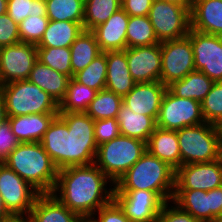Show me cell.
Wrapping results in <instances>:
<instances>
[{
  "mask_svg": "<svg viewBox=\"0 0 222 222\" xmlns=\"http://www.w3.org/2000/svg\"><path fill=\"white\" fill-rule=\"evenodd\" d=\"M203 123L205 120L199 101L180 98L167 88L156 120L157 127L177 131L187 126Z\"/></svg>",
  "mask_w": 222,
  "mask_h": 222,
  "instance_id": "9c48e42d",
  "label": "cell"
},
{
  "mask_svg": "<svg viewBox=\"0 0 222 222\" xmlns=\"http://www.w3.org/2000/svg\"><path fill=\"white\" fill-rule=\"evenodd\" d=\"M79 222H95L93 218H82Z\"/></svg>",
  "mask_w": 222,
  "mask_h": 222,
  "instance_id": "db71d44e",
  "label": "cell"
},
{
  "mask_svg": "<svg viewBox=\"0 0 222 222\" xmlns=\"http://www.w3.org/2000/svg\"><path fill=\"white\" fill-rule=\"evenodd\" d=\"M120 135L116 118L94 120V137L97 146L111 141Z\"/></svg>",
  "mask_w": 222,
  "mask_h": 222,
  "instance_id": "ab89813d",
  "label": "cell"
},
{
  "mask_svg": "<svg viewBox=\"0 0 222 222\" xmlns=\"http://www.w3.org/2000/svg\"><path fill=\"white\" fill-rule=\"evenodd\" d=\"M160 43L148 16H129L126 33V48Z\"/></svg>",
  "mask_w": 222,
  "mask_h": 222,
  "instance_id": "1f68e13d",
  "label": "cell"
},
{
  "mask_svg": "<svg viewBox=\"0 0 222 222\" xmlns=\"http://www.w3.org/2000/svg\"><path fill=\"white\" fill-rule=\"evenodd\" d=\"M27 219L29 222H79L82 218L51 193H44L35 199Z\"/></svg>",
  "mask_w": 222,
  "mask_h": 222,
  "instance_id": "44dd1931",
  "label": "cell"
},
{
  "mask_svg": "<svg viewBox=\"0 0 222 222\" xmlns=\"http://www.w3.org/2000/svg\"><path fill=\"white\" fill-rule=\"evenodd\" d=\"M191 29L222 36V0H192Z\"/></svg>",
  "mask_w": 222,
  "mask_h": 222,
  "instance_id": "d6986e66",
  "label": "cell"
},
{
  "mask_svg": "<svg viewBox=\"0 0 222 222\" xmlns=\"http://www.w3.org/2000/svg\"><path fill=\"white\" fill-rule=\"evenodd\" d=\"M58 170L95 162L94 120L85 112H59L40 141Z\"/></svg>",
  "mask_w": 222,
  "mask_h": 222,
  "instance_id": "6da1fadb",
  "label": "cell"
},
{
  "mask_svg": "<svg viewBox=\"0 0 222 222\" xmlns=\"http://www.w3.org/2000/svg\"><path fill=\"white\" fill-rule=\"evenodd\" d=\"M146 152V142L123 135L98 146L95 164L115 185Z\"/></svg>",
  "mask_w": 222,
  "mask_h": 222,
  "instance_id": "8992f818",
  "label": "cell"
},
{
  "mask_svg": "<svg viewBox=\"0 0 222 222\" xmlns=\"http://www.w3.org/2000/svg\"><path fill=\"white\" fill-rule=\"evenodd\" d=\"M116 120L120 135L140 139L146 143L157 127L156 120L153 117L137 114L124 104L121 105Z\"/></svg>",
  "mask_w": 222,
  "mask_h": 222,
  "instance_id": "d4e9b609",
  "label": "cell"
},
{
  "mask_svg": "<svg viewBox=\"0 0 222 222\" xmlns=\"http://www.w3.org/2000/svg\"><path fill=\"white\" fill-rule=\"evenodd\" d=\"M45 2L49 20L83 23L85 0H45Z\"/></svg>",
  "mask_w": 222,
  "mask_h": 222,
  "instance_id": "d6a6232c",
  "label": "cell"
},
{
  "mask_svg": "<svg viewBox=\"0 0 222 222\" xmlns=\"http://www.w3.org/2000/svg\"><path fill=\"white\" fill-rule=\"evenodd\" d=\"M4 164L27 181L40 194L52 193L58 168L40 142L20 143Z\"/></svg>",
  "mask_w": 222,
  "mask_h": 222,
  "instance_id": "277c9868",
  "label": "cell"
},
{
  "mask_svg": "<svg viewBox=\"0 0 222 222\" xmlns=\"http://www.w3.org/2000/svg\"><path fill=\"white\" fill-rule=\"evenodd\" d=\"M128 22L129 15L121 8L106 22L92 30L101 52L126 49Z\"/></svg>",
  "mask_w": 222,
  "mask_h": 222,
  "instance_id": "ac0fdd59",
  "label": "cell"
},
{
  "mask_svg": "<svg viewBox=\"0 0 222 222\" xmlns=\"http://www.w3.org/2000/svg\"><path fill=\"white\" fill-rule=\"evenodd\" d=\"M210 222H222V215L215 217L214 219H212Z\"/></svg>",
  "mask_w": 222,
  "mask_h": 222,
  "instance_id": "11a10c76",
  "label": "cell"
},
{
  "mask_svg": "<svg viewBox=\"0 0 222 222\" xmlns=\"http://www.w3.org/2000/svg\"><path fill=\"white\" fill-rule=\"evenodd\" d=\"M8 9V0H0V15L7 13Z\"/></svg>",
  "mask_w": 222,
  "mask_h": 222,
  "instance_id": "816d5d0a",
  "label": "cell"
},
{
  "mask_svg": "<svg viewBox=\"0 0 222 222\" xmlns=\"http://www.w3.org/2000/svg\"><path fill=\"white\" fill-rule=\"evenodd\" d=\"M98 91L71 78L64 98L59 103V112H86Z\"/></svg>",
  "mask_w": 222,
  "mask_h": 222,
  "instance_id": "f546056e",
  "label": "cell"
},
{
  "mask_svg": "<svg viewBox=\"0 0 222 222\" xmlns=\"http://www.w3.org/2000/svg\"><path fill=\"white\" fill-rule=\"evenodd\" d=\"M172 201L198 221L210 222V191L175 190Z\"/></svg>",
  "mask_w": 222,
  "mask_h": 222,
  "instance_id": "83f0119b",
  "label": "cell"
},
{
  "mask_svg": "<svg viewBox=\"0 0 222 222\" xmlns=\"http://www.w3.org/2000/svg\"><path fill=\"white\" fill-rule=\"evenodd\" d=\"M181 166L207 163L220 159L219 135L216 125L203 123L177 130Z\"/></svg>",
  "mask_w": 222,
  "mask_h": 222,
  "instance_id": "52a82bcc",
  "label": "cell"
},
{
  "mask_svg": "<svg viewBox=\"0 0 222 222\" xmlns=\"http://www.w3.org/2000/svg\"><path fill=\"white\" fill-rule=\"evenodd\" d=\"M146 150L175 170L181 166L177 131L156 127L146 143Z\"/></svg>",
  "mask_w": 222,
  "mask_h": 222,
  "instance_id": "603a6c76",
  "label": "cell"
},
{
  "mask_svg": "<svg viewBox=\"0 0 222 222\" xmlns=\"http://www.w3.org/2000/svg\"><path fill=\"white\" fill-rule=\"evenodd\" d=\"M129 72L136 83L161 79V44L126 48Z\"/></svg>",
  "mask_w": 222,
  "mask_h": 222,
  "instance_id": "2e32d148",
  "label": "cell"
},
{
  "mask_svg": "<svg viewBox=\"0 0 222 222\" xmlns=\"http://www.w3.org/2000/svg\"><path fill=\"white\" fill-rule=\"evenodd\" d=\"M156 222H198V220L171 200L163 204Z\"/></svg>",
  "mask_w": 222,
  "mask_h": 222,
  "instance_id": "60d3db41",
  "label": "cell"
},
{
  "mask_svg": "<svg viewBox=\"0 0 222 222\" xmlns=\"http://www.w3.org/2000/svg\"><path fill=\"white\" fill-rule=\"evenodd\" d=\"M106 73V52H102L86 68L74 74L73 78L89 88L100 91L105 89Z\"/></svg>",
  "mask_w": 222,
  "mask_h": 222,
  "instance_id": "e575fe53",
  "label": "cell"
},
{
  "mask_svg": "<svg viewBox=\"0 0 222 222\" xmlns=\"http://www.w3.org/2000/svg\"><path fill=\"white\" fill-rule=\"evenodd\" d=\"M83 31V23L49 20L46 30L36 46L37 48H70Z\"/></svg>",
  "mask_w": 222,
  "mask_h": 222,
  "instance_id": "484cf974",
  "label": "cell"
},
{
  "mask_svg": "<svg viewBox=\"0 0 222 222\" xmlns=\"http://www.w3.org/2000/svg\"><path fill=\"white\" fill-rule=\"evenodd\" d=\"M190 9L191 7L153 0L148 18L160 43L188 35L191 28Z\"/></svg>",
  "mask_w": 222,
  "mask_h": 222,
  "instance_id": "ba28073f",
  "label": "cell"
},
{
  "mask_svg": "<svg viewBox=\"0 0 222 222\" xmlns=\"http://www.w3.org/2000/svg\"><path fill=\"white\" fill-rule=\"evenodd\" d=\"M169 3H174L184 7H191L192 0H161Z\"/></svg>",
  "mask_w": 222,
  "mask_h": 222,
  "instance_id": "681fc988",
  "label": "cell"
},
{
  "mask_svg": "<svg viewBox=\"0 0 222 222\" xmlns=\"http://www.w3.org/2000/svg\"><path fill=\"white\" fill-rule=\"evenodd\" d=\"M176 170L147 150L114 185V190H147L156 192L165 202L175 192Z\"/></svg>",
  "mask_w": 222,
  "mask_h": 222,
  "instance_id": "3957f363",
  "label": "cell"
},
{
  "mask_svg": "<svg viewBox=\"0 0 222 222\" xmlns=\"http://www.w3.org/2000/svg\"><path fill=\"white\" fill-rule=\"evenodd\" d=\"M6 120H7V114H6L5 102H4V99L0 93V126Z\"/></svg>",
  "mask_w": 222,
  "mask_h": 222,
  "instance_id": "c3c4849f",
  "label": "cell"
},
{
  "mask_svg": "<svg viewBox=\"0 0 222 222\" xmlns=\"http://www.w3.org/2000/svg\"><path fill=\"white\" fill-rule=\"evenodd\" d=\"M190 38L195 69L212 81L222 78V36L205 34L190 28Z\"/></svg>",
  "mask_w": 222,
  "mask_h": 222,
  "instance_id": "7c38bea8",
  "label": "cell"
},
{
  "mask_svg": "<svg viewBox=\"0 0 222 222\" xmlns=\"http://www.w3.org/2000/svg\"><path fill=\"white\" fill-rule=\"evenodd\" d=\"M161 44V79L166 86L173 81L185 78L196 70L191 41L188 36L176 40L163 41Z\"/></svg>",
  "mask_w": 222,
  "mask_h": 222,
  "instance_id": "8fae6325",
  "label": "cell"
},
{
  "mask_svg": "<svg viewBox=\"0 0 222 222\" xmlns=\"http://www.w3.org/2000/svg\"><path fill=\"white\" fill-rule=\"evenodd\" d=\"M202 114L206 123H222V88L215 82L210 92L201 102Z\"/></svg>",
  "mask_w": 222,
  "mask_h": 222,
  "instance_id": "74e56055",
  "label": "cell"
},
{
  "mask_svg": "<svg viewBox=\"0 0 222 222\" xmlns=\"http://www.w3.org/2000/svg\"><path fill=\"white\" fill-rule=\"evenodd\" d=\"M222 88V78L216 82Z\"/></svg>",
  "mask_w": 222,
  "mask_h": 222,
  "instance_id": "9f6ffc18",
  "label": "cell"
},
{
  "mask_svg": "<svg viewBox=\"0 0 222 222\" xmlns=\"http://www.w3.org/2000/svg\"><path fill=\"white\" fill-rule=\"evenodd\" d=\"M47 16H29L18 24L21 42L37 45L47 27Z\"/></svg>",
  "mask_w": 222,
  "mask_h": 222,
  "instance_id": "f35d334b",
  "label": "cell"
},
{
  "mask_svg": "<svg viewBox=\"0 0 222 222\" xmlns=\"http://www.w3.org/2000/svg\"><path fill=\"white\" fill-rule=\"evenodd\" d=\"M7 14L19 24L29 16H47L45 0H8Z\"/></svg>",
  "mask_w": 222,
  "mask_h": 222,
  "instance_id": "8d00e7d4",
  "label": "cell"
},
{
  "mask_svg": "<svg viewBox=\"0 0 222 222\" xmlns=\"http://www.w3.org/2000/svg\"><path fill=\"white\" fill-rule=\"evenodd\" d=\"M214 83L201 71L194 70L185 78L173 81L167 88L180 98H189L201 103Z\"/></svg>",
  "mask_w": 222,
  "mask_h": 222,
  "instance_id": "4316f807",
  "label": "cell"
},
{
  "mask_svg": "<svg viewBox=\"0 0 222 222\" xmlns=\"http://www.w3.org/2000/svg\"><path fill=\"white\" fill-rule=\"evenodd\" d=\"M70 77L36 61L28 80L47 92L59 104L64 98Z\"/></svg>",
  "mask_w": 222,
  "mask_h": 222,
  "instance_id": "cb8c5ba5",
  "label": "cell"
},
{
  "mask_svg": "<svg viewBox=\"0 0 222 222\" xmlns=\"http://www.w3.org/2000/svg\"><path fill=\"white\" fill-rule=\"evenodd\" d=\"M166 90L167 86L160 81L136 83L134 88L123 97V104L137 114L151 116L157 120Z\"/></svg>",
  "mask_w": 222,
  "mask_h": 222,
  "instance_id": "e0dca14e",
  "label": "cell"
},
{
  "mask_svg": "<svg viewBox=\"0 0 222 222\" xmlns=\"http://www.w3.org/2000/svg\"><path fill=\"white\" fill-rule=\"evenodd\" d=\"M113 192V182L93 163L58 170L51 194L81 218H92L113 200Z\"/></svg>",
  "mask_w": 222,
  "mask_h": 222,
  "instance_id": "7a4b0ae2",
  "label": "cell"
},
{
  "mask_svg": "<svg viewBox=\"0 0 222 222\" xmlns=\"http://www.w3.org/2000/svg\"><path fill=\"white\" fill-rule=\"evenodd\" d=\"M122 104L123 97L103 89L98 91L85 113L93 120L116 118Z\"/></svg>",
  "mask_w": 222,
  "mask_h": 222,
  "instance_id": "836d02e7",
  "label": "cell"
},
{
  "mask_svg": "<svg viewBox=\"0 0 222 222\" xmlns=\"http://www.w3.org/2000/svg\"><path fill=\"white\" fill-rule=\"evenodd\" d=\"M219 135V155L222 159V123L216 125Z\"/></svg>",
  "mask_w": 222,
  "mask_h": 222,
  "instance_id": "f907efd6",
  "label": "cell"
},
{
  "mask_svg": "<svg viewBox=\"0 0 222 222\" xmlns=\"http://www.w3.org/2000/svg\"><path fill=\"white\" fill-rule=\"evenodd\" d=\"M21 42L19 27L6 13L0 15V48Z\"/></svg>",
  "mask_w": 222,
  "mask_h": 222,
  "instance_id": "b9f144b4",
  "label": "cell"
},
{
  "mask_svg": "<svg viewBox=\"0 0 222 222\" xmlns=\"http://www.w3.org/2000/svg\"><path fill=\"white\" fill-rule=\"evenodd\" d=\"M58 113L29 114L7 117L13 134L20 143L40 142Z\"/></svg>",
  "mask_w": 222,
  "mask_h": 222,
  "instance_id": "7402d4cb",
  "label": "cell"
},
{
  "mask_svg": "<svg viewBox=\"0 0 222 222\" xmlns=\"http://www.w3.org/2000/svg\"><path fill=\"white\" fill-rule=\"evenodd\" d=\"M70 50L72 78L102 53L94 33L90 30H84L70 46Z\"/></svg>",
  "mask_w": 222,
  "mask_h": 222,
  "instance_id": "f1b7e54d",
  "label": "cell"
},
{
  "mask_svg": "<svg viewBox=\"0 0 222 222\" xmlns=\"http://www.w3.org/2000/svg\"><path fill=\"white\" fill-rule=\"evenodd\" d=\"M153 0H122L121 8L129 16H148Z\"/></svg>",
  "mask_w": 222,
  "mask_h": 222,
  "instance_id": "f6af8a7d",
  "label": "cell"
},
{
  "mask_svg": "<svg viewBox=\"0 0 222 222\" xmlns=\"http://www.w3.org/2000/svg\"><path fill=\"white\" fill-rule=\"evenodd\" d=\"M9 222H29V220L27 218H13Z\"/></svg>",
  "mask_w": 222,
  "mask_h": 222,
  "instance_id": "f5cc1de1",
  "label": "cell"
},
{
  "mask_svg": "<svg viewBox=\"0 0 222 222\" xmlns=\"http://www.w3.org/2000/svg\"><path fill=\"white\" fill-rule=\"evenodd\" d=\"M107 73L105 89L124 97L135 86L127 63L126 51L106 52Z\"/></svg>",
  "mask_w": 222,
  "mask_h": 222,
  "instance_id": "ffe728a7",
  "label": "cell"
},
{
  "mask_svg": "<svg viewBox=\"0 0 222 222\" xmlns=\"http://www.w3.org/2000/svg\"><path fill=\"white\" fill-rule=\"evenodd\" d=\"M222 186V159L191 163L176 170L175 190L210 191Z\"/></svg>",
  "mask_w": 222,
  "mask_h": 222,
  "instance_id": "9a60e30c",
  "label": "cell"
},
{
  "mask_svg": "<svg viewBox=\"0 0 222 222\" xmlns=\"http://www.w3.org/2000/svg\"><path fill=\"white\" fill-rule=\"evenodd\" d=\"M0 193L7 211L14 218H27L40 194L4 163L0 164Z\"/></svg>",
  "mask_w": 222,
  "mask_h": 222,
  "instance_id": "30bf717a",
  "label": "cell"
},
{
  "mask_svg": "<svg viewBox=\"0 0 222 222\" xmlns=\"http://www.w3.org/2000/svg\"><path fill=\"white\" fill-rule=\"evenodd\" d=\"M37 60L34 44L18 42L0 48V85L27 80Z\"/></svg>",
  "mask_w": 222,
  "mask_h": 222,
  "instance_id": "5bb4252c",
  "label": "cell"
},
{
  "mask_svg": "<svg viewBox=\"0 0 222 222\" xmlns=\"http://www.w3.org/2000/svg\"><path fill=\"white\" fill-rule=\"evenodd\" d=\"M121 0H85L84 30L92 31L121 9Z\"/></svg>",
  "mask_w": 222,
  "mask_h": 222,
  "instance_id": "4dcf8cb0",
  "label": "cell"
},
{
  "mask_svg": "<svg viewBox=\"0 0 222 222\" xmlns=\"http://www.w3.org/2000/svg\"><path fill=\"white\" fill-rule=\"evenodd\" d=\"M20 144L13 134L8 120L0 126V164L7 160L9 154Z\"/></svg>",
  "mask_w": 222,
  "mask_h": 222,
  "instance_id": "7bdbcfd3",
  "label": "cell"
},
{
  "mask_svg": "<svg viewBox=\"0 0 222 222\" xmlns=\"http://www.w3.org/2000/svg\"><path fill=\"white\" fill-rule=\"evenodd\" d=\"M14 217L7 211L3 202L2 194L0 193V222H9Z\"/></svg>",
  "mask_w": 222,
  "mask_h": 222,
  "instance_id": "7dc6e473",
  "label": "cell"
},
{
  "mask_svg": "<svg viewBox=\"0 0 222 222\" xmlns=\"http://www.w3.org/2000/svg\"><path fill=\"white\" fill-rule=\"evenodd\" d=\"M37 59L53 70L72 78L70 48H37Z\"/></svg>",
  "mask_w": 222,
  "mask_h": 222,
  "instance_id": "d590c367",
  "label": "cell"
},
{
  "mask_svg": "<svg viewBox=\"0 0 222 222\" xmlns=\"http://www.w3.org/2000/svg\"><path fill=\"white\" fill-rule=\"evenodd\" d=\"M113 200L131 222H156L165 201L147 190H114Z\"/></svg>",
  "mask_w": 222,
  "mask_h": 222,
  "instance_id": "4fadbf2b",
  "label": "cell"
},
{
  "mask_svg": "<svg viewBox=\"0 0 222 222\" xmlns=\"http://www.w3.org/2000/svg\"><path fill=\"white\" fill-rule=\"evenodd\" d=\"M7 117L59 113V104L47 92L27 80L0 85Z\"/></svg>",
  "mask_w": 222,
  "mask_h": 222,
  "instance_id": "5b68a950",
  "label": "cell"
},
{
  "mask_svg": "<svg viewBox=\"0 0 222 222\" xmlns=\"http://www.w3.org/2000/svg\"><path fill=\"white\" fill-rule=\"evenodd\" d=\"M210 221L222 215V186L210 190Z\"/></svg>",
  "mask_w": 222,
  "mask_h": 222,
  "instance_id": "bcb514c9",
  "label": "cell"
},
{
  "mask_svg": "<svg viewBox=\"0 0 222 222\" xmlns=\"http://www.w3.org/2000/svg\"><path fill=\"white\" fill-rule=\"evenodd\" d=\"M92 218L95 222H131L114 200L96 211Z\"/></svg>",
  "mask_w": 222,
  "mask_h": 222,
  "instance_id": "ee69618b",
  "label": "cell"
}]
</instances>
